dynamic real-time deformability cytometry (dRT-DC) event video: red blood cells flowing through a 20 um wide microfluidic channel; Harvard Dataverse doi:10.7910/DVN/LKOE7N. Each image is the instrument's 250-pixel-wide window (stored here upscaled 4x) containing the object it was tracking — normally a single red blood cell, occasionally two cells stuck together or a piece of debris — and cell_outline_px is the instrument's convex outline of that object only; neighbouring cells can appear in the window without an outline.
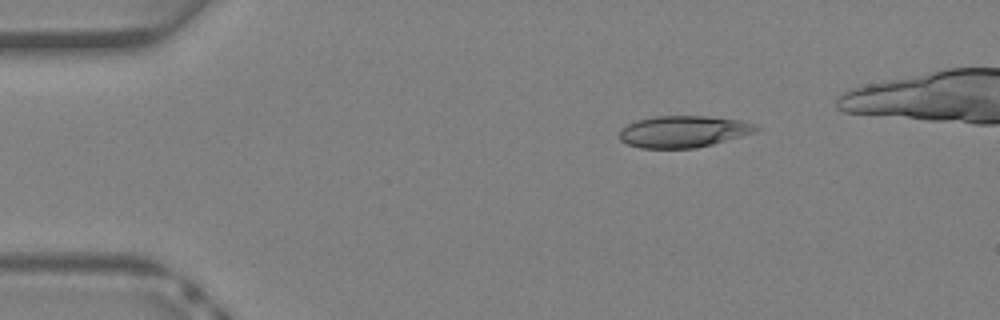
{"species": "Egyptian fruit bat (a non-hibernating species)", "species_latin": "Rousettus aegyptiacus", "temperature_condition": "warm", "stored_images_in_passage": 30, "camera_frame_rate_fps": 3000, "um_per_image_px": 0.085, "animal": {"sex": "female"}, "frame": {"image": 1, "passage_image": 1, "time_ms": 0.0, "image_size_px": [1000, 320], "cell_outline_px": [[764, 128], [756, 132], [712, 144], [696, 148], [640, 148], [628, 144], [620, 140], [620, 128], [636, 120], [656, 116], [704, 116], [744, 120], [756, 124]], "centroid_in_image_um": [58.13, 11.17], "position_along_channel_um": 26.9, "area_um2": 25.43}}
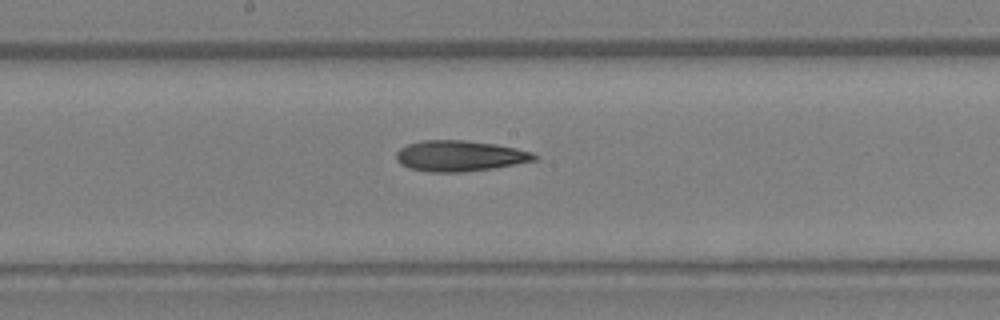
{"frame": {"image": 2, "passage_image": 15, "time_ms": 4.667, "image_size_px": [1000, 320], "cell_outline_px": [[540, 160], [492, 168], [460, 172], [432, 172], [408, 168], [400, 164], [396, 160], [396, 152], [400, 148], [408, 144], [424, 140], [464, 140], [496, 144], [516, 148], [532, 152], [540, 156]], "centroid_in_image_um": [39.11, 13.25], "position_along_channel_um": 209.1, "area_um2": 24.91}}
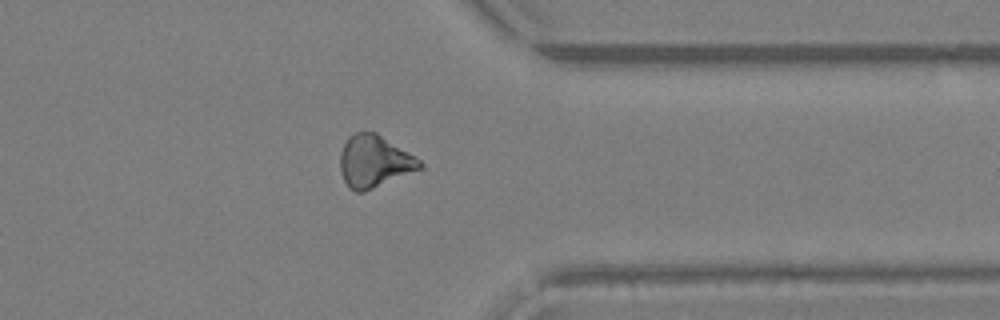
{"frame": {"image": 3, "passage_image": 25, "time_ms": 8.0, "image_size_px": [1000, 320], "cell_outline_px": [[424, 168], [364, 192], [356, 192], [348, 188], [340, 172], [340, 152], [348, 136], [356, 132], [376, 132], [408, 152], [420, 160], [424, 164]], "centroid_in_image_um": [31.8, 13.73], "position_along_channel_um": 379.6, "area_um2": 24.33}}